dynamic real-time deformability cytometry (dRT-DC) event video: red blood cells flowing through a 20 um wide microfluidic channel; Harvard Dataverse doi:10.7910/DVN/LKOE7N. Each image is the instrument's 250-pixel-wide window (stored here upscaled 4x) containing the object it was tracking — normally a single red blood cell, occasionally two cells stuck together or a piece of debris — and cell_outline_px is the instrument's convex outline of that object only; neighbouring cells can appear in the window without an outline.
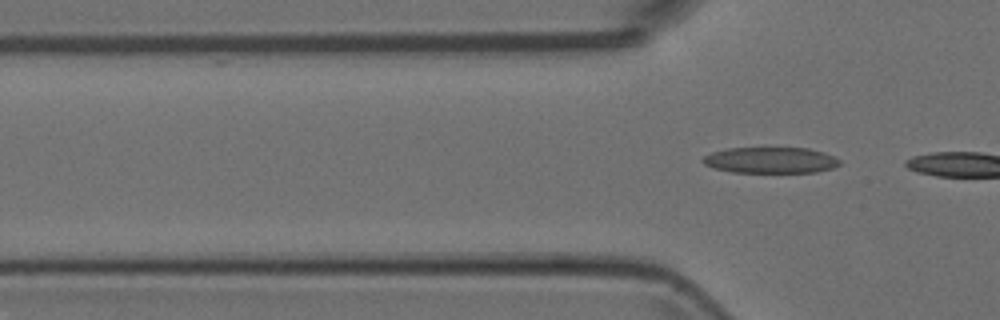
{"species": "Egyptian fruit bat (a non-hibernating species)", "species_latin": "Rousettus aegyptiacus", "temperature_condition": "room temperature", "stored_images_in_passage": 3, "camera_frame_rate_fps": 3000, "um_per_image_px": 0.085, "animal": {"sex": "female"}, "frame": {"image": 1, "passage_image": 3, "time_ms": 0.667, "image_size_px": [1000, 320], "cell_outline_px": [[840, 164], [832, 168], [816, 172], [732, 172], [712, 168], [704, 164], [700, 160], [704, 156], [712, 152], [728, 148], [808, 148], [824, 152], [840, 160]], "centroid_in_image_um": [65.47, 13.61], "position_along_channel_um": 60.3, "area_um2": 20.75}}